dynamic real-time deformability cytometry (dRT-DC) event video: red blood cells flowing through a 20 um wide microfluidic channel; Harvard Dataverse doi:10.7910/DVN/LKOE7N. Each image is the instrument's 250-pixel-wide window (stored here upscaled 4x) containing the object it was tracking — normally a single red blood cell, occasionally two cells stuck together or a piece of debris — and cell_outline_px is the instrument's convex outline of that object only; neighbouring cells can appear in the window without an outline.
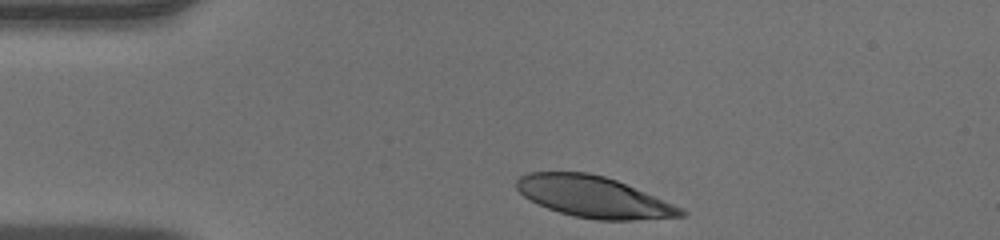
{"species": "human", "species_latin": "Homo sapiens", "temperature_condition": "warm", "stored_images_in_passage": 30, "camera_frame_rate_fps": 3000, "um_per_image_px": 0.085, "donor": {"sex": "male"}, "frame": {"image": 1, "passage_image": 1, "time_ms": 0.0, "image_size_px": [1000, 240], "cell_outline_px": [[688, 212], [684, 216], [632, 220], [596, 220], [576, 216], [560, 212], [548, 208], [524, 196], [516, 188], [516, 180], [520, 176], [528, 172], [588, 172], [604, 176], [616, 180], [672, 204]], "centroid_in_image_um": [50.43, 16.73], "position_along_channel_um": 34.6, "area_um2": 38.84}}
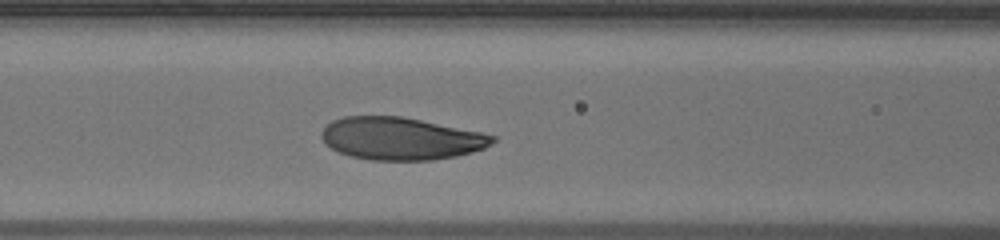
{"frame": {"image": 2, "passage_image": 11, "time_ms": 3.333, "image_size_px": [1000, 240], "cell_outline_px": [[496, 140], [484, 148], [456, 156], [432, 160], [372, 160], [352, 156], [340, 152], [332, 148], [320, 136], [320, 132], [332, 120], [344, 116], [400, 116], [480, 132], [496, 136]], "centroid_in_image_um": [34.06, 11.77], "position_along_channel_um": 132.5, "area_um2": 41.91}}
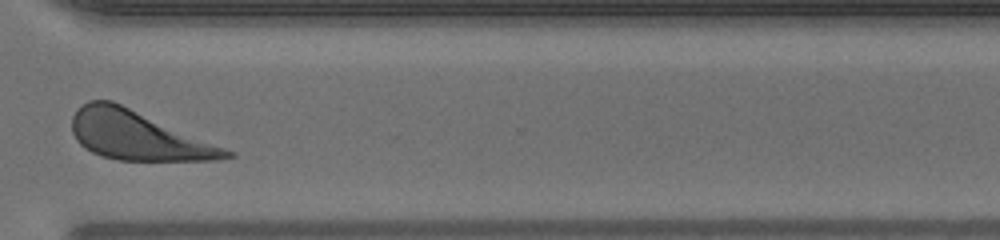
{"frame": {"image": 3, "passage_image": 27, "time_ms": 8.667, "image_size_px": [1000, 240], "cell_outline_px": [[236, 156], [216, 160], [120, 160], [100, 156], [84, 148], [76, 140], [72, 132], [72, 116], [88, 100], [112, 100], [236, 152]], "centroid_in_image_um": [11.73, 11.53], "position_along_channel_um": 358.9, "area_um2": 43.75}}